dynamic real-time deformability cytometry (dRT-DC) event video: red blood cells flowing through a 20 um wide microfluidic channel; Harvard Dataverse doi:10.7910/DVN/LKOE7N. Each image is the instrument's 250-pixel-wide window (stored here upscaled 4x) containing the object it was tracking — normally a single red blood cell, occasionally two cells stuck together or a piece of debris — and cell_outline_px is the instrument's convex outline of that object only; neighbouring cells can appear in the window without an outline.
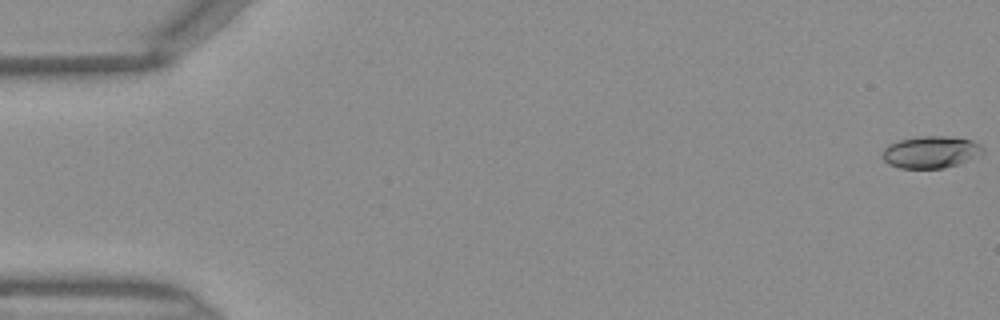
{"species": "Egyptian fruit bat (a non-hibernating species)", "species_latin": "Rousettus aegyptiacus", "temperature_condition": "warm", "stored_images_in_passage": 47, "camera_frame_rate_fps": 3000, "um_per_image_px": 0.085, "frame": {"image": 1, "passage_image": 1, "time_ms": 0.0, "image_size_px": [1000, 320], "cell_outline_px": [[984, 152], [960, 164], [944, 168], [900, 168], [888, 164], [880, 156], [884, 148], [888, 144], [900, 140], [920, 136], [948, 136], [972, 140], [980, 144], [984, 148]], "centroid_in_image_um": [79.1, 12.92], "position_along_channel_um": 5.9, "area_um2": 18.9}}
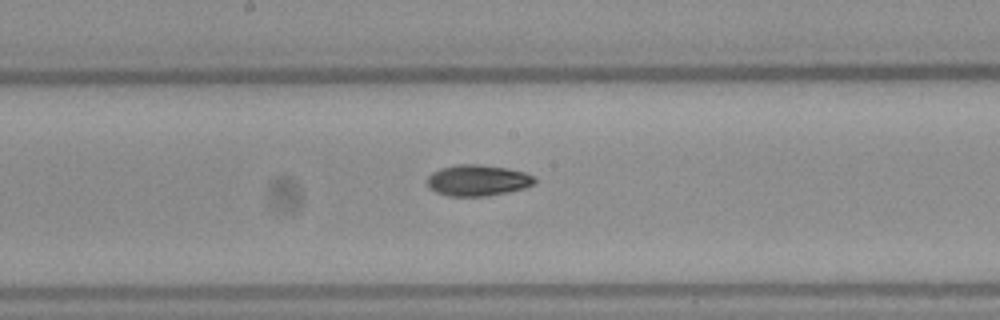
{"frame": {"image": 2, "passage_image": 25, "time_ms": 8.0, "image_size_px": [1000, 320], "cell_outline_px": [[536, 184], [524, 188], [508, 192], [488, 196], [448, 196], [436, 192], [428, 188], [428, 176], [432, 172], [440, 168], [456, 164], [480, 164], [508, 168], [524, 172], [532, 176], [536, 180]], "centroid_in_image_um": [40.6, 15.33], "position_along_channel_um": 207.6, "area_um2": 19.65}}
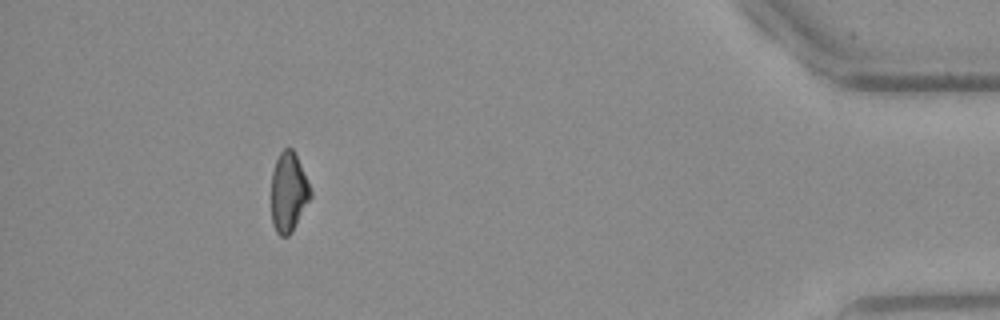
{"frame": {"image": 3, "passage_image": 43, "time_ms": 14.0, "image_size_px": [1000, 320], "cell_outline_px": [[312, 196], [292, 232], [288, 236], [280, 236], [276, 232], [272, 224], [272, 172], [276, 160], [280, 152], [284, 148], [292, 148], [300, 164], [312, 192]], "centroid_in_image_um": [24.52, 16.36], "position_along_channel_um": 410.7, "area_um2": 18.03}}